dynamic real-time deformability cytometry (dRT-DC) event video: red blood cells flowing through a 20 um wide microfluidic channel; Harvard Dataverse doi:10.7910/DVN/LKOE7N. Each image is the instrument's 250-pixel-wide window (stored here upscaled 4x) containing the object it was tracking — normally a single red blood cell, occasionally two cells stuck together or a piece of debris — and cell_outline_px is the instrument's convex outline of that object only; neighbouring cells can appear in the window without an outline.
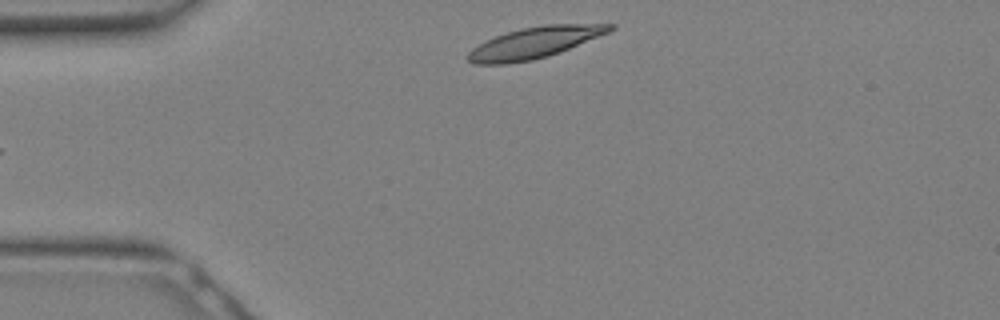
{"species": "Egyptian fruit bat (a non-hibernating species)", "species_latin": "Rousettus aegyptiacus", "temperature_condition": "warm", "stored_images_in_passage": 9, "camera_frame_rate_fps": 3000, "um_per_image_px": 0.085, "animal": {"sex": "female"}, "frame": {"image": 1, "passage_image": 1, "time_ms": 0.0, "image_size_px": [1000, 320], "cell_outline_px": [[616, 28], [608, 32], [560, 52], [548, 56], [532, 60], [508, 64], [472, 64], [468, 60], [468, 52], [472, 48], [496, 36], [508, 32], [524, 28], [544, 24], [616, 24]], "centroid_in_image_um": [45.44, 3.63], "position_along_channel_um": 39.6, "area_um2": 25.49}}
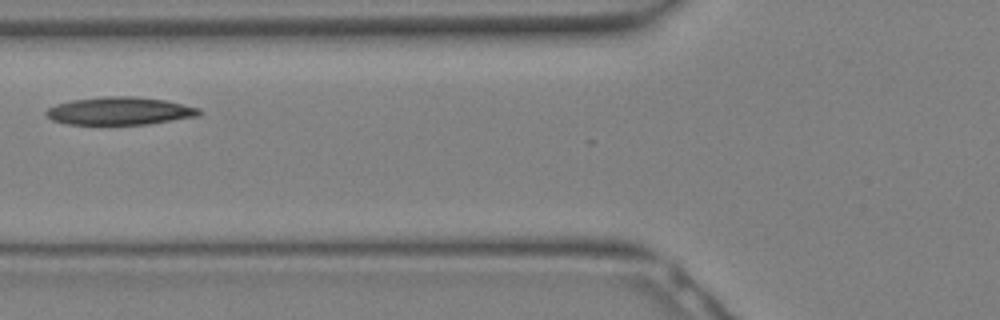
{"frame": {"image": 2, "passage_image": 6, "time_ms": 1.667, "image_size_px": [1000, 320], "cell_outline_px": [[200, 116], [148, 124], [68, 124], [52, 120], [44, 112], [48, 108], [56, 104], [72, 100], [104, 96], [136, 96], [164, 100], [200, 108]], "centroid_in_image_um": [10.18, 9.43], "position_along_channel_um": 115.6, "area_um2": 24.74}}
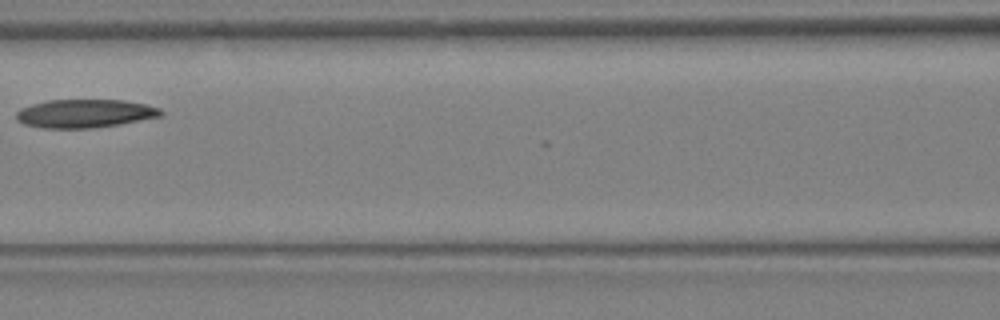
{"frame": {"image": 3, "passage_image": 8, "time_ms": 2.333, "image_size_px": [1000, 320], "cell_outline_px": [[164, 116], [120, 124], [92, 128], [40, 128], [24, 124], [16, 120], [16, 112], [20, 108], [32, 104], [48, 100], [124, 100], [144, 104], [160, 108], [164, 112]], "centroid_in_image_um": [7.22, 9.65], "position_along_channel_um": 159.4, "area_um2": 24.1}}